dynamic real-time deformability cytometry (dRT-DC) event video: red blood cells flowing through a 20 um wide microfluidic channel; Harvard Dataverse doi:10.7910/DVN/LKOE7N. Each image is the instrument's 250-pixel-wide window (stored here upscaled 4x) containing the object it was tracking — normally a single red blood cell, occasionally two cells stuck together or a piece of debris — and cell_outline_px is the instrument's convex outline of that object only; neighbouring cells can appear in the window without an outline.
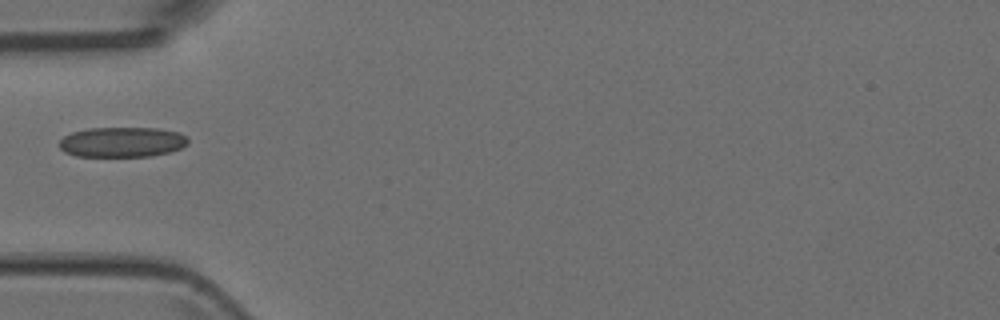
{"species": "Egyptian fruit bat (a non-hibernating species)", "species_latin": "Rousettus aegyptiacus", "temperature_condition": "room temperature", "stored_images_in_passage": 1, "camera_frame_rate_fps": 3000, "um_per_image_px": 0.085, "animal": {"sex": "female"}, "frame": {"image": 1, "passage_image": 1, "time_ms": 0.0, "image_size_px": [1000, 320], "cell_outline_px": [[188, 144], [180, 148], [168, 152], [152, 156], [76, 156], [64, 152], [60, 148], [60, 140], [64, 136], [72, 132], [88, 128], [156, 128], [180, 132], [188, 136]], "centroid_in_image_um": [10.39, 12.07], "position_along_channel_um": 74.6, "area_um2": 22.66}}